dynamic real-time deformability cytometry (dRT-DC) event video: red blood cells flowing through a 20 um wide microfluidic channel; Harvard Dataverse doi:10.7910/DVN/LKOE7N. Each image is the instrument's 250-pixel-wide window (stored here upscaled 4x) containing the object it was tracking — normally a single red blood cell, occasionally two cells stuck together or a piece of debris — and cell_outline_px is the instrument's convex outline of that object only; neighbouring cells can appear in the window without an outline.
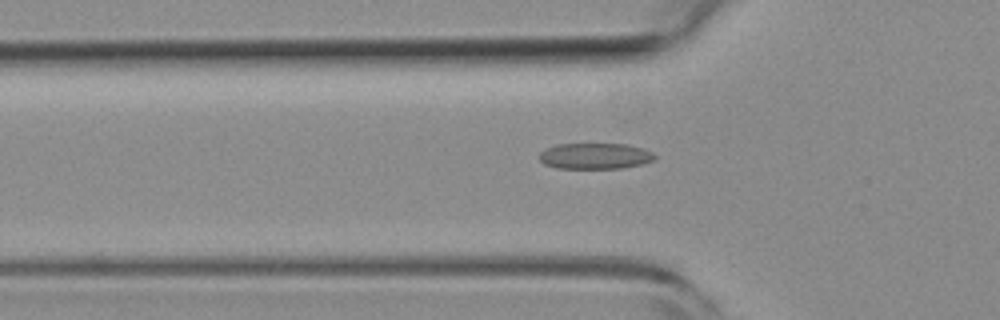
{"species": "common noctule bat (a hibernating species)", "species_latin": "Nyctalus noctula", "temperature_condition": "room temperature", "stored_images_in_passage": 40, "camera_frame_rate_fps": 3000, "um_per_image_px": 0.085, "animal": {"sex": "female", "body_mass_g": 19.3, "forearm_length_mm": 54.1}, "frame": {"image": 1, "passage_image": 3, "time_ms": 0.667, "image_size_px": [1000, 320], "cell_outline_px": [[656, 160], [644, 164], [620, 168], [556, 168], [544, 164], [540, 160], [540, 152], [544, 148], [556, 144], [628, 144], [644, 148], [652, 152], [656, 156]], "centroid_in_image_um": [50.6, 13.26], "position_along_channel_um": 75.2, "area_um2": 17.69}}
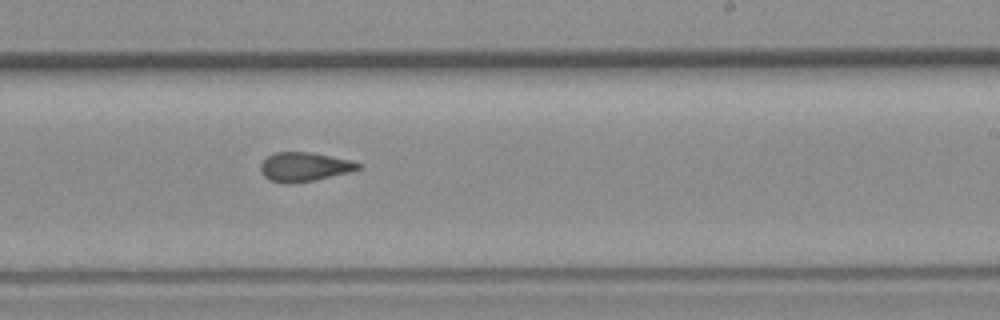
{"frame": {"image": 2, "passage_image": 18, "time_ms": 5.667, "image_size_px": [1000, 320], "cell_outline_px": [[360, 168], [348, 172], [316, 180], [288, 184], [284, 184], [268, 180], [260, 172], [260, 164], [268, 156], [276, 152], [312, 152], [352, 160], [360, 164]], "centroid_in_image_um": [25.83, 14.19], "position_along_channel_um": 263.2, "area_um2": 16.65}}
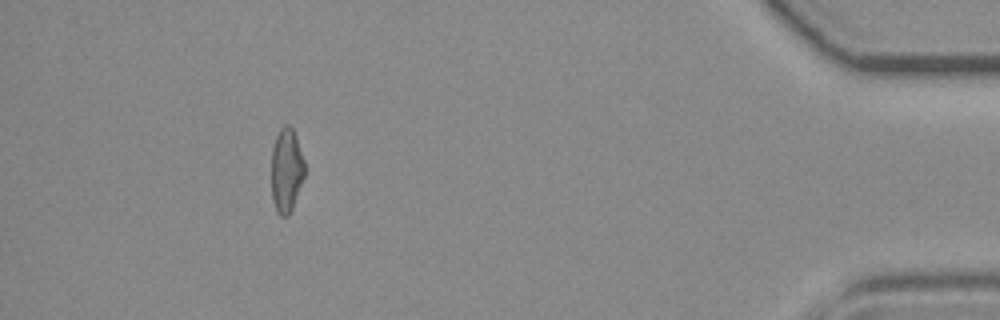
{"frame": {"image": 3, "passage_image": 35, "time_ms": 11.333, "image_size_px": [1000, 320], "cell_outline_px": [[304, 176], [292, 208], [288, 216], [280, 216], [276, 212], [272, 200], [272, 148], [276, 136], [280, 128], [284, 124], [288, 124], [292, 128], [296, 136], [304, 160]], "centroid_in_image_um": [24.33, 14.47], "position_along_channel_um": 410.9, "area_um2": 16.24}, "authors_computed_cell_mechanics": {"area_um2": 16.8776, "velocity_mm_per_s": 3.7487, "shape_relaxation_time_tau1_ms": null, "shape_relaxation_time_tau2_ms": 1.8473, "deformation_change_tau1": null, "deformation_change_tau2": 0.0954}}